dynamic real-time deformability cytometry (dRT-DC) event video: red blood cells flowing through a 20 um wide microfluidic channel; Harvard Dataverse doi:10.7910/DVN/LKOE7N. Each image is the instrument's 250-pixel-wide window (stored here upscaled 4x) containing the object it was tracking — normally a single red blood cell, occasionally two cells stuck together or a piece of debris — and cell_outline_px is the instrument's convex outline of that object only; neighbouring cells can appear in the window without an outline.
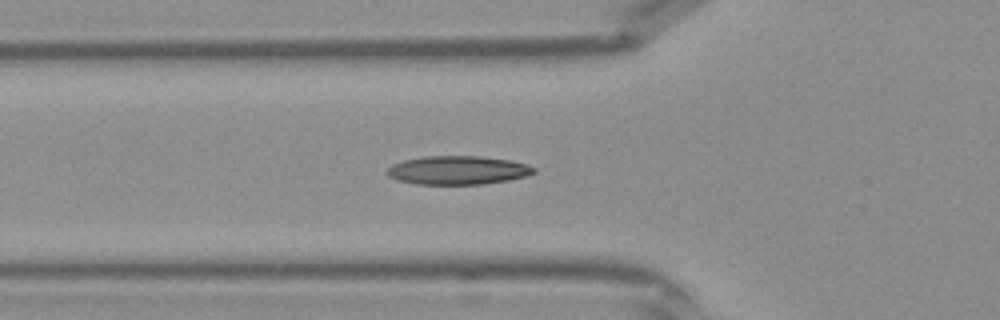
{"species": "Egyptian fruit bat (a non-hibernating species)", "species_latin": "Rousettus aegyptiacus", "temperature_condition": "warm", "stored_images_in_passage": 32, "camera_frame_rate_fps": 3000, "um_per_image_px": 0.085, "frame": {"image": 1, "passage_image": 7, "time_ms": 2.0, "image_size_px": [1000, 320], "cell_outline_px": [[536, 172], [528, 176], [508, 180], [484, 184], [416, 184], [396, 180], [388, 176], [388, 168], [392, 164], [404, 160], [424, 156], [480, 156], [508, 160], [524, 164], [536, 168]], "centroid_in_image_um": [38.91, 14.47], "position_along_channel_um": 86.9, "area_um2": 24.45}}
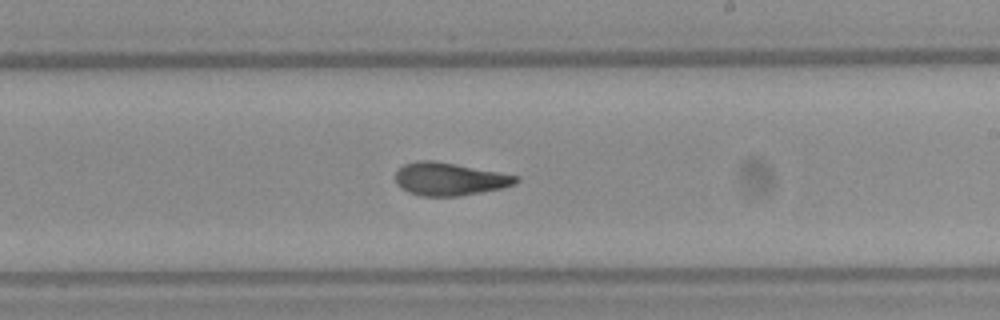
{"frame": {"image": 2, "passage_image": 17, "time_ms": 5.333, "image_size_px": [1000, 320], "cell_outline_px": [[520, 180], [516, 184], [500, 188], [460, 196], [420, 196], [408, 192], [400, 188], [396, 184], [396, 172], [404, 164], [416, 160], [432, 160], [520, 176]], "centroid_in_image_um": [38.18, 15.22], "position_along_channel_um": 250.8, "area_um2": 23.0}}
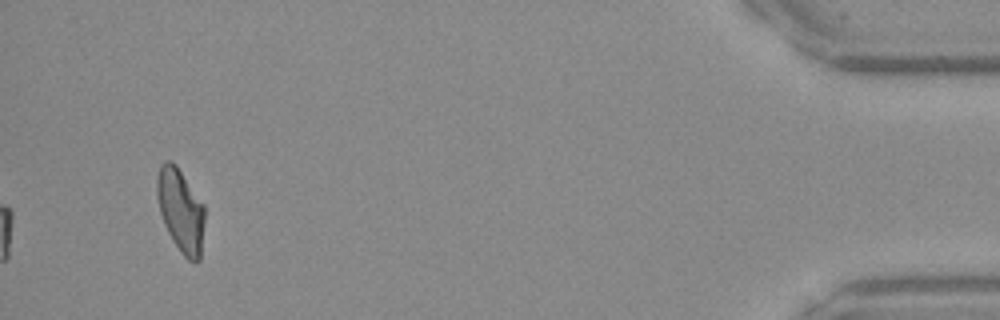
{"frame": {"image": 3, "passage_image": 32, "time_ms": 10.333, "image_size_px": [1000, 320], "cell_outline_px": [[204, 220], [200, 260], [196, 264], [188, 260], [180, 252], [172, 240], [164, 224], [160, 212], [156, 196], [156, 180], [160, 164], [164, 160], [172, 160], [176, 164], [204, 204]], "centroid_in_image_um": [15.34, 17.87], "position_along_channel_um": 419.9, "area_um2": 23.47}}